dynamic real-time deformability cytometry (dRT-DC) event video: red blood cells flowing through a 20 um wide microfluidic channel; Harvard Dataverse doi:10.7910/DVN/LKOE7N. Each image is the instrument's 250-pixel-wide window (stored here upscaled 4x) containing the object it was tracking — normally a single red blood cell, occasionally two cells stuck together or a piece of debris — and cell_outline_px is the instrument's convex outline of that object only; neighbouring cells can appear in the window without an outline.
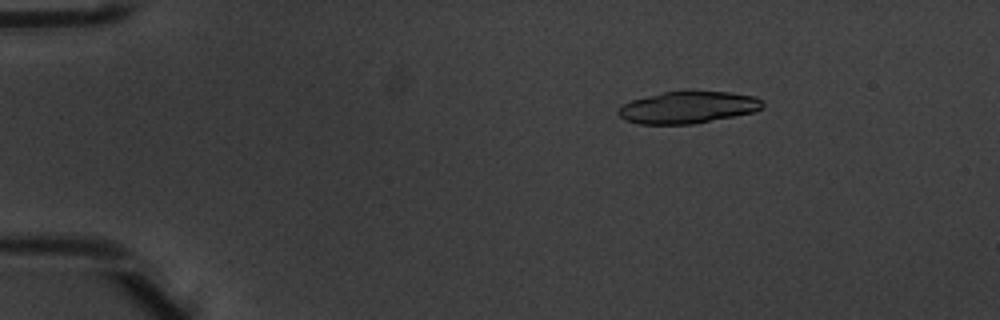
{"species": "common noctule bat (a hibernating species)", "species_latin": "Nyctalus noctula", "temperature_condition": "warm", "stored_images_in_passage": 5, "camera_frame_rate_fps": 3000, "um_per_image_px": 0.085, "animal": {"sex": "male", "body_mass_g": 20.1, "forearm_length_mm": 53.5}, "frame": {"image": 1, "passage_image": 3, "time_ms": 0.667, "image_size_px": [1000, 320], "cell_outline_px": [[764, 108], [752, 112], [692, 124], [640, 124], [628, 120], [620, 116], [616, 112], [624, 104], [632, 100], [664, 92], [688, 88], [728, 92], [756, 96], [764, 104]], "centroid_in_image_um": [58.51, 9.08], "position_along_channel_um": 26.5, "area_um2": 27.22}}